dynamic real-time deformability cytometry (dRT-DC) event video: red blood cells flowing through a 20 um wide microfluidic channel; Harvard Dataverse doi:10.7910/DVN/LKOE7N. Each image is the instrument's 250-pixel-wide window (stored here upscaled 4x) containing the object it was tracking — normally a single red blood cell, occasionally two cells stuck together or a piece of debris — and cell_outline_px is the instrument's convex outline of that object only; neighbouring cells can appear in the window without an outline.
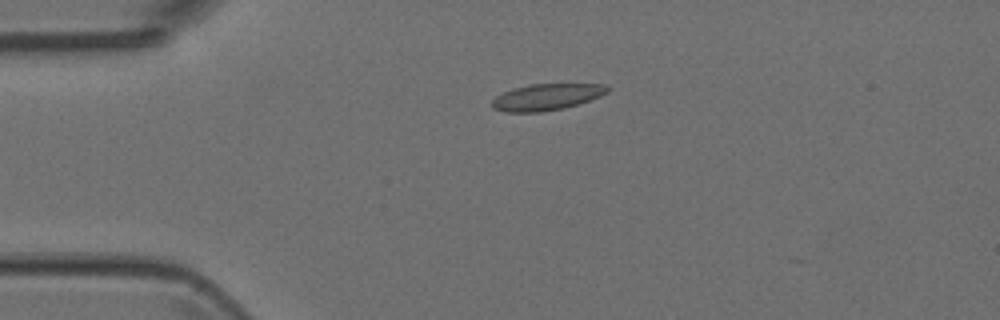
{"species": "Egyptian fruit bat (a non-hibernating species)", "species_latin": "Rousettus aegyptiacus", "temperature_condition": "room temperature", "stored_images_in_passage": 6, "camera_frame_rate_fps": 3000, "um_per_image_px": 0.085, "animal": {"sex": "female"}, "frame": {"image": 1, "passage_image": 3, "time_ms": 0.667, "image_size_px": [1000, 320], "cell_outline_px": [[608, 92], [600, 96], [564, 108], [540, 112], [504, 112], [492, 108], [492, 100], [496, 96], [512, 88], [528, 84], [604, 84], [608, 88]], "centroid_in_image_um": [46.41, 8.24], "position_along_channel_um": 38.6, "area_um2": 17.69}}
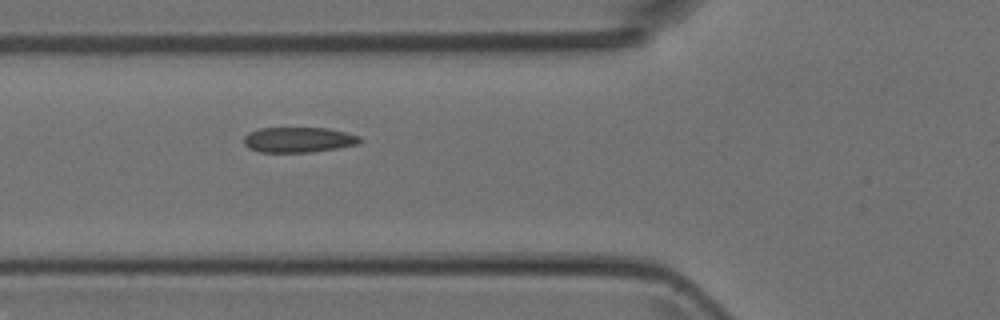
{"frame": {"image": 2, "passage_image": 5, "time_ms": 1.333, "image_size_px": [1000, 320], "cell_outline_px": [[360, 140], [356, 144], [336, 148], [312, 152], [260, 152], [248, 148], [244, 144], [244, 136], [248, 132], [260, 128], [328, 128], [360, 136]], "centroid_in_image_um": [25.31, 11.88], "position_along_channel_um": 100.5, "area_um2": 16.99}}
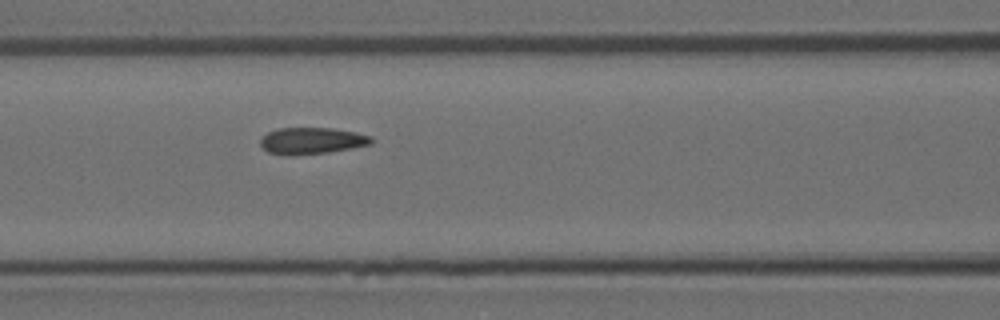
{"frame": {"image": 3, "passage_image": 6, "time_ms": 1.667, "image_size_px": [1000, 320], "cell_outline_px": [[376, 140], [372, 144], [352, 148], [328, 152], [292, 156], [268, 152], [260, 144], [260, 140], [268, 132], [280, 128], [332, 128], [356, 132], [372, 136]], "centroid_in_image_um": [26.56, 11.97], "position_along_channel_um": 140.0, "area_um2": 17.28}}